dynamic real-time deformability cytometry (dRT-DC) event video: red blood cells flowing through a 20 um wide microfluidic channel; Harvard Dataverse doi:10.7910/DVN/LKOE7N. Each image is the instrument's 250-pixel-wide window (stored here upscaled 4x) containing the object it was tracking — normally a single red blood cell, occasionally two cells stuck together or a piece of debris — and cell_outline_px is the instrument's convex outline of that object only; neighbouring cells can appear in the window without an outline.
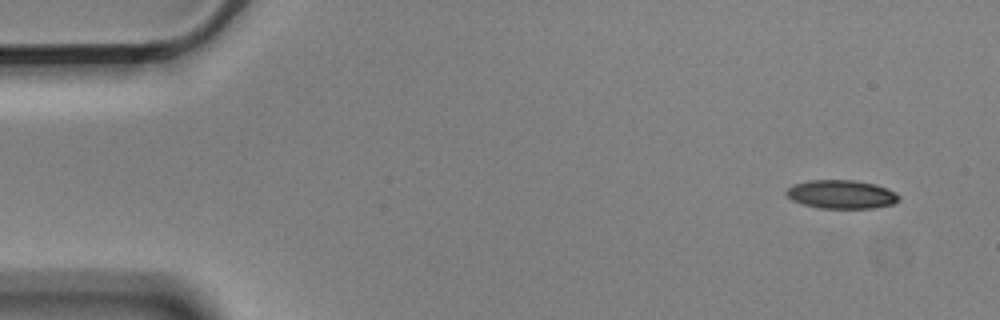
{"species": "Egyptian fruit bat (a non-hibernating species)", "species_latin": "Rousettus aegyptiacus", "temperature_condition": "cold", "stored_images_in_passage": 8, "camera_frame_rate_fps": 3000, "um_per_image_px": 0.085, "animal": {"sex": "male"}, "frame": {"image": 1, "passage_image": 1, "time_ms": 0.0, "image_size_px": [1000, 320], "cell_outline_px": [[900, 200], [892, 204], [872, 208], [820, 208], [804, 204], [792, 200], [784, 192], [792, 184], [808, 180], [856, 180], [876, 184], [888, 188], [896, 192], [900, 196]], "centroid_in_image_um": [71.53, 16.5], "position_along_channel_um": 13.5, "area_um2": 18.9}}
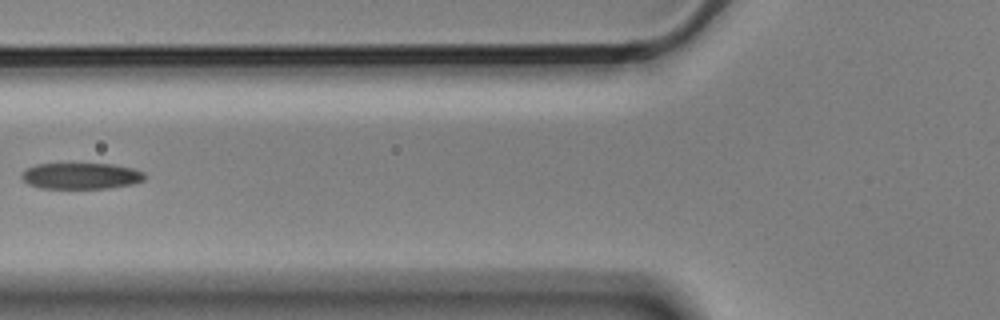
{"frame": {"image": 2, "passage_image": 6, "time_ms": 1.667, "image_size_px": [1000, 320], "cell_outline_px": [[144, 180], [132, 184], [108, 188], [40, 188], [28, 184], [20, 176], [20, 172], [36, 164], [112, 164], [132, 168], [144, 172]], "centroid_in_image_um": [6.86, 14.95], "position_along_channel_um": 118.9, "area_um2": 18.73}}
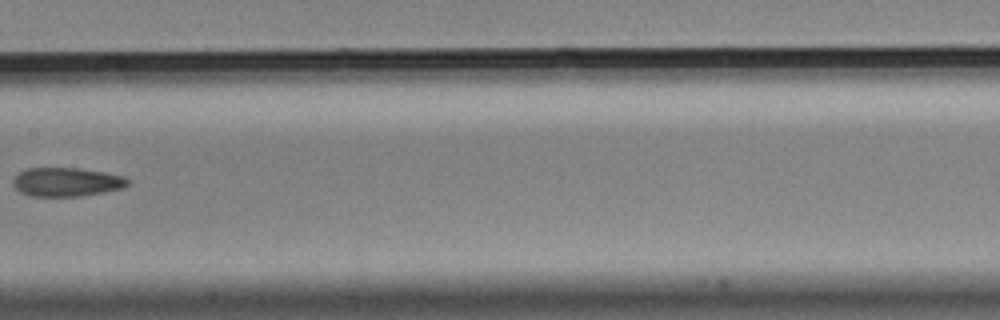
{"frame": {"image": 3, "passage_image": 8, "time_ms": 2.333, "image_size_px": [1000, 320], "cell_outline_px": [[128, 184], [124, 188], [104, 192], [80, 196], [28, 196], [20, 192], [12, 184], [12, 180], [20, 172], [28, 168], [80, 168], [104, 172], [124, 176], [128, 180]], "centroid_in_image_um": [5.65, 15.47], "position_along_channel_um": 201.7, "area_um2": 19.31}}